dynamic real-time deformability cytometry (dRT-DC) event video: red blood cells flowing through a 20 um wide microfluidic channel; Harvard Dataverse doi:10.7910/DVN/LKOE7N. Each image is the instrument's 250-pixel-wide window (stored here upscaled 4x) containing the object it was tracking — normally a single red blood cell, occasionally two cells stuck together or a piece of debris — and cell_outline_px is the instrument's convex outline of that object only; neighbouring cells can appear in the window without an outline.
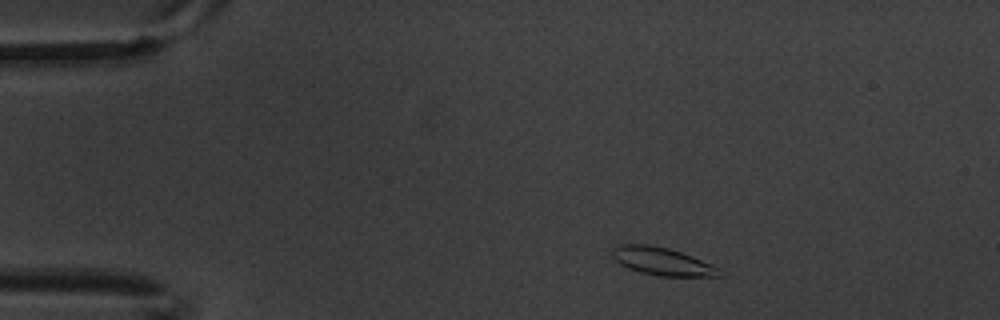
{"species": "common noctule bat (a hibernating species)", "species_latin": "Nyctalus noctula", "temperature_condition": "warm", "stored_images_in_passage": 3, "camera_frame_rate_fps": 3000, "um_per_image_px": 0.085, "animal": {"sex": "male", "body_mass_g": 20.1, "forearm_length_mm": 53.5}, "frame": {"image": 1, "passage_image": 1, "time_ms": 0.0, "image_size_px": [1000, 320], "cell_outline_px": [[724, 276], [660, 276], [640, 272], [628, 268], [620, 264], [612, 256], [612, 248], [616, 244], [648, 244], [668, 248], [692, 256], [716, 268]], "centroid_in_image_um": [56.2, 22.2], "position_along_channel_um": 28.8, "area_um2": 17.11}}